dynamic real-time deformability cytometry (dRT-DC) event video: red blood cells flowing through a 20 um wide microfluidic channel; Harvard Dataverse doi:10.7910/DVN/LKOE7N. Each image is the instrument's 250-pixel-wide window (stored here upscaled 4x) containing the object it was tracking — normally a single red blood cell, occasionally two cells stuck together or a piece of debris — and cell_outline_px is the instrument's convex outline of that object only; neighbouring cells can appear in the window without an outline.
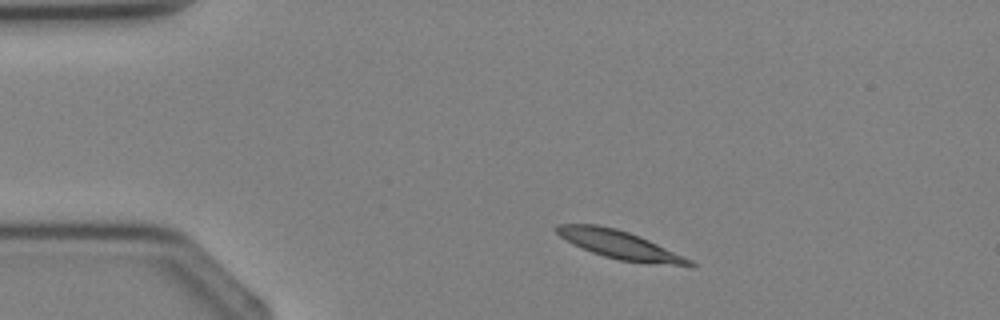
{"species": "Egyptian fruit bat (a non-hibernating species)", "species_latin": "Rousettus aegyptiacus", "temperature_condition": "cold", "stored_images_in_passage": 2, "camera_frame_rate_fps": 3000, "um_per_image_px": 0.085, "animal": {"sex": "female"}, "frame": {"image": 1, "passage_image": 1, "time_ms": 0.0, "image_size_px": [1000, 320], "cell_outline_px": [[696, 264], [692, 268], [620, 260], [604, 256], [592, 252], [560, 236], [552, 228], [556, 224], [596, 224], [616, 228], [640, 236], [692, 260]], "centroid_in_image_um": [52.74, 20.82], "position_along_channel_um": 32.3, "area_um2": 21.79}}